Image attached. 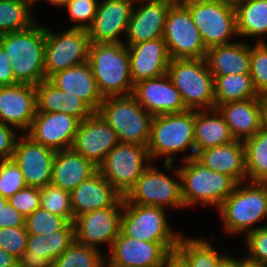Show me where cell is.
<instances>
[{"label": "cell", "mask_w": 267, "mask_h": 267, "mask_svg": "<svg viewBox=\"0 0 267 267\" xmlns=\"http://www.w3.org/2000/svg\"><path fill=\"white\" fill-rule=\"evenodd\" d=\"M161 267H189L186 261L176 252H171Z\"/></svg>", "instance_id": "obj_51"}, {"label": "cell", "mask_w": 267, "mask_h": 267, "mask_svg": "<svg viewBox=\"0 0 267 267\" xmlns=\"http://www.w3.org/2000/svg\"><path fill=\"white\" fill-rule=\"evenodd\" d=\"M62 90L48 79L36 85L37 112H60Z\"/></svg>", "instance_id": "obj_45"}, {"label": "cell", "mask_w": 267, "mask_h": 267, "mask_svg": "<svg viewBox=\"0 0 267 267\" xmlns=\"http://www.w3.org/2000/svg\"><path fill=\"white\" fill-rule=\"evenodd\" d=\"M167 74L188 110L215 108L214 77L205 58L170 59Z\"/></svg>", "instance_id": "obj_7"}, {"label": "cell", "mask_w": 267, "mask_h": 267, "mask_svg": "<svg viewBox=\"0 0 267 267\" xmlns=\"http://www.w3.org/2000/svg\"><path fill=\"white\" fill-rule=\"evenodd\" d=\"M98 171L91 161L76 153L72 148L58 150L52 164L51 184L71 192L82 181Z\"/></svg>", "instance_id": "obj_29"}, {"label": "cell", "mask_w": 267, "mask_h": 267, "mask_svg": "<svg viewBox=\"0 0 267 267\" xmlns=\"http://www.w3.org/2000/svg\"><path fill=\"white\" fill-rule=\"evenodd\" d=\"M28 235L25 226L0 228V248L19 260L27 249Z\"/></svg>", "instance_id": "obj_43"}, {"label": "cell", "mask_w": 267, "mask_h": 267, "mask_svg": "<svg viewBox=\"0 0 267 267\" xmlns=\"http://www.w3.org/2000/svg\"><path fill=\"white\" fill-rule=\"evenodd\" d=\"M234 8L238 37L259 36L257 42H266L262 36L267 33V0H245Z\"/></svg>", "instance_id": "obj_32"}, {"label": "cell", "mask_w": 267, "mask_h": 267, "mask_svg": "<svg viewBox=\"0 0 267 267\" xmlns=\"http://www.w3.org/2000/svg\"><path fill=\"white\" fill-rule=\"evenodd\" d=\"M223 1L224 3L228 4V5H231V6H237L238 4L242 3L243 1L245 0H221Z\"/></svg>", "instance_id": "obj_57"}, {"label": "cell", "mask_w": 267, "mask_h": 267, "mask_svg": "<svg viewBox=\"0 0 267 267\" xmlns=\"http://www.w3.org/2000/svg\"><path fill=\"white\" fill-rule=\"evenodd\" d=\"M150 163L146 146L119 142L106 155L98 171L124 197Z\"/></svg>", "instance_id": "obj_10"}, {"label": "cell", "mask_w": 267, "mask_h": 267, "mask_svg": "<svg viewBox=\"0 0 267 267\" xmlns=\"http://www.w3.org/2000/svg\"><path fill=\"white\" fill-rule=\"evenodd\" d=\"M122 213L123 197L114 206L77 216L74 220L76 241L96 249L98 244H107L110 249L120 232Z\"/></svg>", "instance_id": "obj_15"}, {"label": "cell", "mask_w": 267, "mask_h": 267, "mask_svg": "<svg viewBox=\"0 0 267 267\" xmlns=\"http://www.w3.org/2000/svg\"><path fill=\"white\" fill-rule=\"evenodd\" d=\"M235 140L245 141L261 129L262 96L217 107Z\"/></svg>", "instance_id": "obj_28"}, {"label": "cell", "mask_w": 267, "mask_h": 267, "mask_svg": "<svg viewBox=\"0 0 267 267\" xmlns=\"http://www.w3.org/2000/svg\"><path fill=\"white\" fill-rule=\"evenodd\" d=\"M163 39L170 59L205 58L207 48L193 22L189 9L176 0L169 8Z\"/></svg>", "instance_id": "obj_9"}, {"label": "cell", "mask_w": 267, "mask_h": 267, "mask_svg": "<svg viewBox=\"0 0 267 267\" xmlns=\"http://www.w3.org/2000/svg\"><path fill=\"white\" fill-rule=\"evenodd\" d=\"M215 108L223 103L259 98L250 74H230L214 78Z\"/></svg>", "instance_id": "obj_33"}, {"label": "cell", "mask_w": 267, "mask_h": 267, "mask_svg": "<svg viewBox=\"0 0 267 267\" xmlns=\"http://www.w3.org/2000/svg\"><path fill=\"white\" fill-rule=\"evenodd\" d=\"M91 42L85 29L69 28L59 34L46 27V79L56 72L88 61Z\"/></svg>", "instance_id": "obj_13"}, {"label": "cell", "mask_w": 267, "mask_h": 267, "mask_svg": "<svg viewBox=\"0 0 267 267\" xmlns=\"http://www.w3.org/2000/svg\"><path fill=\"white\" fill-rule=\"evenodd\" d=\"M45 36L46 27L37 22L27 29L0 35V45L18 83L36 86L46 79Z\"/></svg>", "instance_id": "obj_1"}, {"label": "cell", "mask_w": 267, "mask_h": 267, "mask_svg": "<svg viewBox=\"0 0 267 267\" xmlns=\"http://www.w3.org/2000/svg\"><path fill=\"white\" fill-rule=\"evenodd\" d=\"M248 256L244 258L250 262L267 266V227L257 226L253 231L246 234Z\"/></svg>", "instance_id": "obj_44"}, {"label": "cell", "mask_w": 267, "mask_h": 267, "mask_svg": "<svg viewBox=\"0 0 267 267\" xmlns=\"http://www.w3.org/2000/svg\"><path fill=\"white\" fill-rule=\"evenodd\" d=\"M133 4L127 0H103L98 3L97 13L87 34L91 44L124 43Z\"/></svg>", "instance_id": "obj_20"}, {"label": "cell", "mask_w": 267, "mask_h": 267, "mask_svg": "<svg viewBox=\"0 0 267 267\" xmlns=\"http://www.w3.org/2000/svg\"><path fill=\"white\" fill-rule=\"evenodd\" d=\"M106 257L94 247L74 241L51 264V267H106Z\"/></svg>", "instance_id": "obj_37"}, {"label": "cell", "mask_w": 267, "mask_h": 267, "mask_svg": "<svg viewBox=\"0 0 267 267\" xmlns=\"http://www.w3.org/2000/svg\"><path fill=\"white\" fill-rule=\"evenodd\" d=\"M80 121L62 112H36L25 133L34 142L55 151L71 149Z\"/></svg>", "instance_id": "obj_17"}, {"label": "cell", "mask_w": 267, "mask_h": 267, "mask_svg": "<svg viewBox=\"0 0 267 267\" xmlns=\"http://www.w3.org/2000/svg\"><path fill=\"white\" fill-rule=\"evenodd\" d=\"M247 183H237L217 209L227 234H248L256 223L267 219V183Z\"/></svg>", "instance_id": "obj_4"}, {"label": "cell", "mask_w": 267, "mask_h": 267, "mask_svg": "<svg viewBox=\"0 0 267 267\" xmlns=\"http://www.w3.org/2000/svg\"><path fill=\"white\" fill-rule=\"evenodd\" d=\"M195 159L212 171L232 177L237 183L247 180L243 141L235 140L225 145L196 151Z\"/></svg>", "instance_id": "obj_27"}, {"label": "cell", "mask_w": 267, "mask_h": 267, "mask_svg": "<svg viewBox=\"0 0 267 267\" xmlns=\"http://www.w3.org/2000/svg\"><path fill=\"white\" fill-rule=\"evenodd\" d=\"M48 80L67 96H77L83 100L94 112H98L104 100L99 92L95 77L89 62L72 66L66 70L56 72Z\"/></svg>", "instance_id": "obj_26"}, {"label": "cell", "mask_w": 267, "mask_h": 267, "mask_svg": "<svg viewBox=\"0 0 267 267\" xmlns=\"http://www.w3.org/2000/svg\"><path fill=\"white\" fill-rule=\"evenodd\" d=\"M98 3L97 0H68L65 9L71 22L77 23L70 28L87 30L95 18Z\"/></svg>", "instance_id": "obj_42"}, {"label": "cell", "mask_w": 267, "mask_h": 267, "mask_svg": "<svg viewBox=\"0 0 267 267\" xmlns=\"http://www.w3.org/2000/svg\"><path fill=\"white\" fill-rule=\"evenodd\" d=\"M14 129L16 128L0 121V161L12 159L18 139L17 131Z\"/></svg>", "instance_id": "obj_48"}, {"label": "cell", "mask_w": 267, "mask_h": 267, "mask_svg": "<svg viewBox=\"0 0 267 267\" xmlns=\"http://www.w3.org/2000/svg\"><path fill=\"white\" fill-rule=\"evenodd\" d=\"M60 112L77 118L80 122L89 118L94 111L79 97L66 96L62 91Z\"/></svg>", "instance_id": "obj_47"}, {"label": "cell", "mask_w": 267, "mask_h": 267, "mask_svg": "<svg viewBox=\"0 0 267 267\" xmlns=\"http://www.w3.org/2000/svg\"><path fill=\"white\" fill-rule=\"evenodd\" d=\"M18 260L0 248V267H16Z\"/></svg>", "instance_id": "obj_52"}, {"label": "cell", "mask_w": 267, "mask_h": 267, "mask_svg": "<svg viewBox=\"0 0 267 267\" xmlns=\"http://www.w3.org/2000/svg\"><path fill=\"white\" fill-rule=\"evenodd\" d=\"M255 90L267 97V42L250 46V72Z\"/></svg>", "instance_id": "obj_39"}, {"label": "cell", "mask_w": 267, "mask_h": 267, "mask_svg": "<svg viewBox=\"0 0 267 267\" xmlns=\"http://www.w3.org/2000/svg\"><path fill=\"white\" fill-rule=\"evenodd\" d=\"M88 62L103 98L133 93L134 84L125 43L91 44Z\"/></svg>", "instance_id": "obj_3"}, {"label": "cell", "mask_w": 267, "mask_h": 267, "mask_svg": "<svg viewBox=\"0 0 267 267\" xmlns=\"http://www.w3.org/2000/svg\"><path fill=\"white\" fill-rule=\"evenodd\" d=\"M129 2H131L132 4H135V3H141V2H144V1H147V0H127Z\"/></svg>", "instance_id": "obj_59"}, {"label": "cell", "mask_w": 267, "mask_h": 267, "mask_svg": "<svg viewBox=\"0 0 267 267\" xmlns=\"http://www.w3.org/2000/svg\"><path fill=\"white\" fill-rule=\"evenodd\" d=\"M205 60L214 78L230 74H249L250 45L239 41L213 46L207 50Z\"/></svg>", "instance_id": "obj_30"}, {"label": "cell", "mask_w": 267, "mask_h": 267, "mask_svg": "<svg viewBox=\"0 0 267 267\" xmlns=\"http://www.w3.org/2000/svg\"><path fill=\"white\" fill-rule=\"evenodd\" d=\"M132 95L152 116L188 110L167 73L134 84Z\"/></svg>", "instance_id": "obj_19"}, {"label": "cell", "mask_w": 267, "mask_h": 267, "mask_svg": "<svg viewBox=\"0 0 267 267\" xmlns=\"http://www.w3.org/2000/svg\"><path fill=\"white\" fill-rule=\"evenodd\" d=\"M176 0H147L136 10L134 4L126 31V46L163 38L166 16ZM145 3V4H144Z\"/></svg>", "instance_id": "obj_22"}, {"label": "cell", "mask_w": 267, "mask_h": 267, "mask_svg": "<svg viewBox=\"0 0 267 267\" xmlns=\"http://www.w3.org/2000/svg\"><path fill=\"white\" fill-rule=\"evenodd\" d=\"M120 231L144 242H179L182 236L173 232L164 208L129 203L124 197Z\"/></svg>", "instance_id": "obj_11"}, {"label": "cell", "mask_w": 267, "mask_h": 267, "mask_svg": "<svg viewBox=\"0 0 267 267\" xmlns=\"http://www.w3.org/2000/svg\"><path fill=\"white\" fill-rule=\"evenodd\" d=\"M235 141L224 117L217 108L195 110L194 144L196 151Z\"/></svg>", "instance_id": "obj_31"}, {"label": "cell", "mask_w": 267, "mask_h": 267, "mask_svg": "<svg viewBox=\"0 0 267 267\" xmlns=\"http://www.w3.org/2000/svg\"><path fill=\"white\" fill-rule=\"evenodd\" d=\"M118 143L116 132L102 116L94 112L80 122L72 149L99 167Z\"/></svg>", "instance_id": "obj_18"}, {"label": "cell", "mask_w": 267, "mask_h": 267, "mask_svg": "<svg viewBox=\"0 0 267 267\" xmlns=\"http://www.w3.org/2000/svg\"><path fill=\"white\" fill-rule=\"evenodd\" d=\"M74 241H76V237L73 222H68L62 229L46 235L29 234L27 249L18 260V265L21 267H51L52 262Z\"/></svg>", "instance_id": "obj_23"}, {"label": "cell", "mask_w": 267, "mask_h": 267, "mask_svg": "<svg viewBox=\"0 0 267 267\" xmlns=\"http://www.w3.org/2000/svg\"><path fill=\"white\" fill-rule=\"evenodd\" d=\"M36 112L35 85L18 83L0 86V121L26 133Z\"/></svg>", "instance_id": "obj_21"}, {"label": "cell", "mask_w": 267, "mask_h": 267, "mask_svg": "<svg viewBox=\"0 0 267 267\" xmlns=\"http://www.w3.org/2000/svg\"><path fill=\"white\" fill-rule=\"evenodd\" d=\"M194 127L195 110L153 116L147 144L151 161L165 156L164 167L172 171L174 154L190 149L182 160L195 158Z\"/></svg>", "instance_id": "obj_2"}, {"label": "cell", "mask_w": 267, "mask_h": 267, "mask_svg": "<svg viewBox=\"0 0 267 267\" xmlns=\"http://www.w3.org/2000/svg\"><path fill=\"white\" fill-rule=\"evenodd\" d=\"M239 267H267L259 263L250 262L247 259H239Z\"/></svg>", "instance_id": "obj_55"}, {"label": "cell", "mask_w": 267, "mask_h": 267, "mask_svg": "<svg viewBox=\"0 0 267 267\" xmlns=\"http://www.w3.org/2000/svg\"><path fill=\"white\" fill-rule=\"evenodd\" d=\"M174 173L176 180L150 163L124 198L143 206L185 208L179 170L175 169Z\"/></svg>", "instance_id": "obj_12"}, {"label": "cell", "mask_w": 267, "mask_h": 267, "mask_svg": "<svg viewBox=\"0 0 267 267\" xmlns=\"http://www.w3.org/2000/svg\"><path fill=\"white\" fill-rule=\"evenodd\" d=\"M38 1L39 0H33V4H35ZM46 1H48V3L53 5V6H63V7L68 2V0H46Z\"/></svg>", "instance_id": "obj_56"}, {"label": "cell", "mask_w": 267, "mask_h": 267, "mask_svg": "<svg viewBox=\"0 0 267 267\" xmlns=\"http://www.w3.org/2000/svg\"><path fill=\"white\" fill-rule=\"evenodd\" d=\"M183 163L178 170L184 207L200 203L218 209L237 185L232 177L208 169L195 158Z\"/></svg>", "instance_id": "obj_5"}, {"label": "cell", "mask_w": 267, "mask_h": 267, "mask_svg": "<svg viewBox=\"0 0 267 267\" xmlns=\"http://www.w3.org/2000/svg\"><path fill=\"white\" fill-rule=\"evenodd\" d=\"M25 217L19 213L9 202L0 209V228L23 227Z\"/></svg>", "instance_id": "obj_49"}, {"label": "cell", "mask_w": 267, "mask_h": 267, "mask_svg": "<svg viewBox=\"0 0 267 267\" xmlns=\"http://www.w3.org/2000/svg\"><path fill=\"white\" fill-rule=\"evenodd\" d=\"M175 251L189 267H220L221 263L229 256L227 253L219 254L205 239L183 238V235L180 237Z\"/></svg>", "instance_id": "obj_34"}, {"label": "cell", "mask_w": 267, "mask_h": 267, "mask_svg": "<svg viewBox=\"0 0 267 267\" xmlns=\"http://www.w3.org/2000/svg\"><path fill=\"white\" fill-rule=\"evenodd\" d=\"M18 137L12 159L21 169L27 186L44 187L51 183L55 150L34 142L25 133Z\"/></svg>", "instance_id": "obj_16"}, {"label": "cell", "mask_w": 267, "mask_h": 267, "mask_svg": "<svg viewBox=\"0 0 267 267\" xmlns=\"http://www.w3.org/2000/svg\"><path fill=\"white\" fill-rule=\"evenodd\" d=\"M220 267H239V259L229 255L220 265Z\"/></svg>", "instance_id": "obj_54"}, {"label": "cell", "mask_w": 267, "mask_h": 267, "mask_svg": "<svg viewBox=\"0 0 267 267\" xmlns=\"http://www.w3.org/2000/svg\"><path fill=\"white\" fill-rule=\"evenodd\" d=\"M97 113L116 132L120 143L147 147L153 116L132 94L104 98Z\"/></svg>", "instance_id": "obj_6"}, {"label": "cell", "mask_w": 267, "mask_h": 267, "mask_svg": "<svg viewBox=\"0 0 267 267\" xmlns=\"http://www.w3.org/2000/svg\"><path fill=\"white\" fill-rule=\"evenodd\" d=\"M18 84L12 72L11 62L6 58L0 45V86H11Z\"/></svg>", "instance_id": "obj_50"}, {"label": "cell", "mask_w": 267, "mask_h": 267, "mask_svg": "<svg viewBox=\"0 0 267 267\" xmlns=\"http://www.w3.org/2000/svg\"><path fill=\"white\" fill-rule=\"evenodd\" d=\"M40 195L41 208L54 215L64 217L68 222H73L70 192L50 183L40 188Z\"/></svg>", "instance_id": "obj_38"}, {"label": "cell", "mask_w": 267, "mask_h": 267, "mask_svg": "<svg viewBox=\"0 0 267 267\" xmlns=\"http://www.w3.org/2000/svg\"><path fill=\"white\" fill-rule=\"evenodd\" d=\"M261 129L267 132V97L262 96Z\"/></svg>", "instance_id": "obj_53"}, {"label": "cell", "mask_w": 267, "mask_h": 267, "mask_svg": "<svg viewBox=\"0 0 267 267\" xmlns=\"http://www.w3.org/2000/svg\"><path fill=\"white\" fill-rule=\"evenodd\" d=\"M243 143L247 179L267 183V132L260 129Z\"/></svg>", "instance_id": "obj_35"}, {"label": "cell", "mask_w": 267, "mask_h": 267, "mask_svg": "<svg viewBox=\"0 0 267 267\" xmlns=\"http://www.w3.org/2000/svg\"><path fill=\"white\" fill-rule=\"evenodd\" d=\"M193 18L207 49L233 43L238 36L234 6L221 0H180Z\"/></svg>", "instance_id": "obj_8"}, {"label": "cell", "mask_w": 267, "mask_h": 267, "mask_svg": "<svg viewBox=\"0 0 267 267\" xmlns=\"http://www.w3.org/2000/svg\"><path fill=\"white\" fill-rule=\"evenodd\" d=\"M68 221L64 217L54 215L43 208L36 209L25 218L28 234L46 235L62 229Z\"/></svg>", "instance_id": "obj_40"}, {"label": "cell", "mask_w": 267, "mask_h": 267, "mask_svg": "<svg viewBox=\"0 0 267 267\" xmlns=\"http://www.w3.org/2000/svg\"><path fill=\"white\" fill-rule=\"evenodd\" d=\"M33 0H0V35L34 25Z\"/></svg>", "instance_id": "obj_36"}, {"label": "cell", "mask_w": 267, "mask_h": 267, "mask_svg": "<svg viewBox=\"0 0 267 267\" xmlns=\"http://www.w3.org/2000/svg\"><path fill=\"white\" fill-rule=\"evenodd\" d=\"M178 243L144 242L120 231L109 250L106 267H161L165 258L176 250Z\"/></svg>", "instance_id": "obj_14"}, {"label": "cell", "mask_w": 267, "mask_h": 267, "mask_svg": "<svg viewBox=\"0 0 267 267\" xmlns=\"http://www.w3.org/2000/svg\"><path fill=\"white\" fill-rule=\"evenodd\" d=\"M133 84L167 73L170 57L163 38L127 46Z\"/></svg>", "instance_id": "obj_24"}, {"label": "cell", "mask_w": 267, "mask_h": 267, "mask_svg": "<svg viewBox=\"0 0 267 267\" xmlns=\"http://www.w3.org/2000/svg\"><path fill=\"white\" fill-rule=\"evenodd\" d=\"M73 223L77 216L114 206L123 196L97 171L71 192Z\"/></svg>", "instance_id": "obj_25"}, {"label": "cell", "mask_w": 267, "mask_h": 267, "mask_svg": "<svg viewBox=\"0 0 267 267\" xmlns=\"http://www.w3.org/2000/svg\"><path fill=\"white\" fill-rule=\"evenodd\" d=\"M40 201V188L31 186L19 190L8 199V202L25 218L40 208Z\"/></svg>", "instance_id": "obj_46"}, {"label": "cell", "mask_w": 267, "mask_h": 267, "mask_svg": "<svg viewBox=\"0 0 267 267\" xmlns=\"http://www.w3.org/2000/svg\"><path fill=\"white\" fill-rule=\"evenodd\" d=\"M27 187L24 175L13 159L0 161V195L9 199L19 190Z\"/></svg>", "instance_id": "obj_41"}, {"label": "cell", "mask_w": 267, "mask_h": 267, "mask_svg": "<svg viewBox=\"0 0 267 267\" xmlns=\"http://www.w3.org/2000/svg\"><path fill=\"white\" fill-rule=\"evenodd\" d=\"M7 203H8V199H6L0 195V209H1V207H4Z\"/></svg>", "instance_id": "obj_58"}]
</instances>
